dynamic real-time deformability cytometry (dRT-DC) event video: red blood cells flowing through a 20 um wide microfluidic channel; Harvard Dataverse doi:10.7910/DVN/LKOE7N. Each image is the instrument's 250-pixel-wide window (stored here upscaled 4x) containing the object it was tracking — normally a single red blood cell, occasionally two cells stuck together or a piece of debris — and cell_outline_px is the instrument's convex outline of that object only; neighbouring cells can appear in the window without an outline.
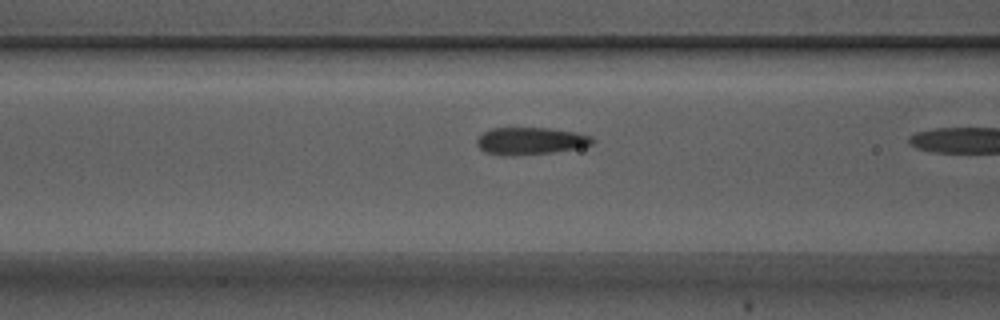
{"species": "Egyptian fruit bat (a non-hibernating species)", "species_latin": "Rousettus aegyptiacus", "temperature_condition": "warm", "stored_images_in_passage": 9, "camera_frame_rate_fps": 3000, "um_per_image_px": 0.085, "animal": {"sex": "male"}, "frame": {"image": 1, "passage_image": 8, "time_ms": 2.333, "image_size_px": [1000, 320], "cell_outline_px": [[596, 140], [592, 144], [576, 148], [552, 152], [516, 156], [508, 156], [484, 152], [476, 144], [476, 140], [484, 132], [492, 128], [548, 128], [576, 132], [592, 136]], "centroid_in_image_um": [45.09, 11.98], "position_along_channel_um": 121.5, "area_um2": 18.38}}